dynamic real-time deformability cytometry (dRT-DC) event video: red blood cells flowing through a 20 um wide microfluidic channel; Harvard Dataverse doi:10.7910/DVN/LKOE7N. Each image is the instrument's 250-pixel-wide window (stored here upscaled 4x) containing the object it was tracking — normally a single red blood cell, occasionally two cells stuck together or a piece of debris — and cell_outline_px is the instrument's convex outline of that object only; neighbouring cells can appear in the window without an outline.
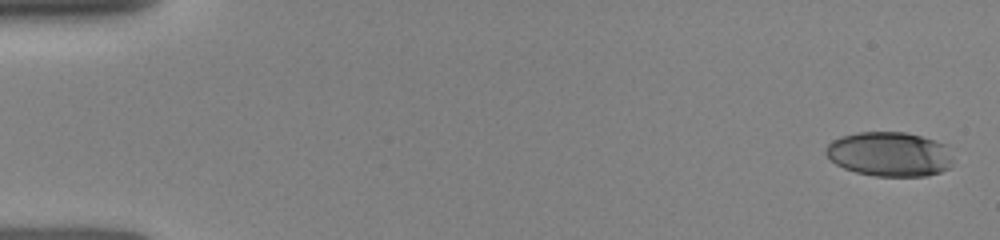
{"species": "human", "species_latin": "Homo sapiens", "temperature_condition": "room temperature", "stored_images_in_passage": 16, "camera_frame_rate_fps": 3000, "um_per_image_px": 0.085, "donor": {"sex": "female"}, "frame": {"image": 1, "passage_image": 1, "time_ms": 0.0, "image_size_px": [1000, 240], "cell_outline_px": [[952, 164], [948, 168], [940, 172], [928, 176], [876, 176], [856, 172], [844, 168], [836, 164], [824, 152], [828, 144], [832, 140], [840, 136], [856, 132], [904, 132], [920, 136], [944, 144], [952, 160]], "centroid_in_image_um": [75.57, 13.1], "position_along_channel_um": 9.4, "area_um2": 32.83}}
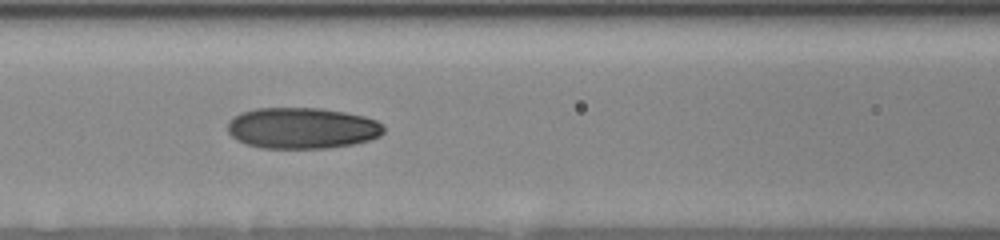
{"frame": {"image": 2, "passage_image": 12, "time_ms": 6.667, "image_size_px": [1000, 240], "cell_outline_px": [[384, 132], [380, 136], [368, 140], [352, 144], [328, 148], [260, 148], [244, 144], [236, 140], [228, 132], [228, 120], [240, 112], [256, 108], [320, 108], [344, 112], [364, 116], [376, 120], [384, 124]], "centroid_in_image_um": [25.65, 10.89], "position_along_channel_um": 140.9, "area_um2": 37.69}}
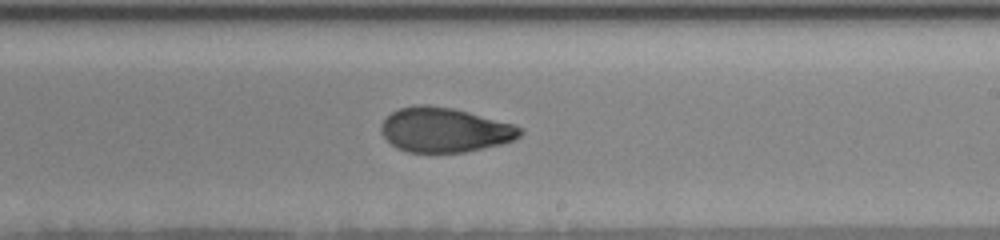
{"frame": {"image": 3, "passage_image": 16, "time_ms": 9.333, "image_size_px": [1000, 240], "cell_outline_px": [[524, 132], [520, 136], [512, 140], [500, 144], [464, 152], [408, 152], [396, 148], [380, 132], [380, 124], [392, 112], [400, 108], [416, 104], [428, 104], [452, 108], [468, 112], [512, 124], [520, 128]], "centroid_in_image_um": [37.75, 11.04], "position_along_channel_um": 251.2, "area_um2": 35.84}}